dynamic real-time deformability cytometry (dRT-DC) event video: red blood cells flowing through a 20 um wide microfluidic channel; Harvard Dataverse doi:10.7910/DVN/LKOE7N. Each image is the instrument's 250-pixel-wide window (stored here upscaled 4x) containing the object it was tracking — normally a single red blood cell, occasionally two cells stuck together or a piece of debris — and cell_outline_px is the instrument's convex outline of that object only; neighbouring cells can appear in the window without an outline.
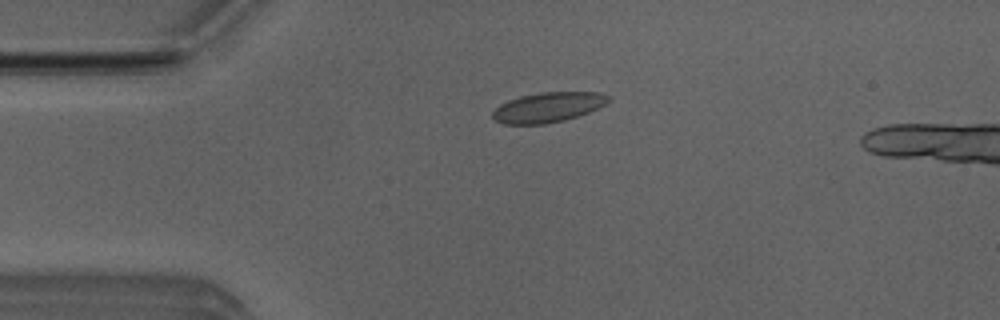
{"species": "Egyptian fruit bat (a non-hibernating species)", "species_latin": "Rousettus aegyptiacus", "temperature_condition": "room temperature", "stored_images_in_passage": 6, "camera_frame_rate_fps": 3000, "um_per_image_px": 0.085, "animal": {"sex": "male"}, "frame": {"image": 1, "passage_image": 4, "time_ms": 1.0, "image_size_px": [1000, 320], "cell_outline_px": [[612, 100], [588, 112], [564, 120], [544, 124], [504, 124], [492, 120], [492, 112], [500, 104], [508, 100], [520, 96], [540, 92], [600, 92], [612, 96]], "centroid_in_image_um": [46.57, 9.11], "position_along_channel_um": 38.4, "area_um2": 20.29}}